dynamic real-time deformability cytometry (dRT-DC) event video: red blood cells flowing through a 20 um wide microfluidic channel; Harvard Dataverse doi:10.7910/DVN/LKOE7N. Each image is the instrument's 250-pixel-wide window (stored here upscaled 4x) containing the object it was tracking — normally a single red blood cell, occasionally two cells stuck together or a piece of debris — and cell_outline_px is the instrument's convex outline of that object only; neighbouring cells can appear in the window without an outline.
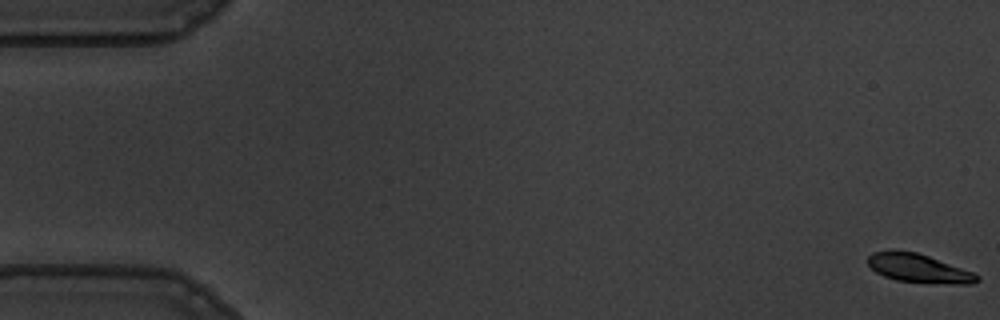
{"species": "common noctule bat (a hibernating species)", "species_latin": "Nyctalus noctula", "temperature_condition": "warm", "stored_images_in_passage": 57, "camera_frame_rate_fps": 3000, "um_per_image_px": 0.085, "animal": {"sex": "male", "body_mass_g": 19.5, "forearm_length_mm": 54.6}, "frame": {"image": 1, "passage_image": 1, "time_ms": 0.0, "image_size_px": [1000, 320], "cell_outline_px": [[980, 280], [972, 284], [956, 284], [896, 280], [884, 276], [876, 272], [868, 264], [868, 256], [872, 252], [916, 252], [928, 256], [972, 272], [980, 276]], "centroid_in_image_um": [78.11, 22.83], "position_along_channel_um": 6.9, "area_um2": 17.57}}
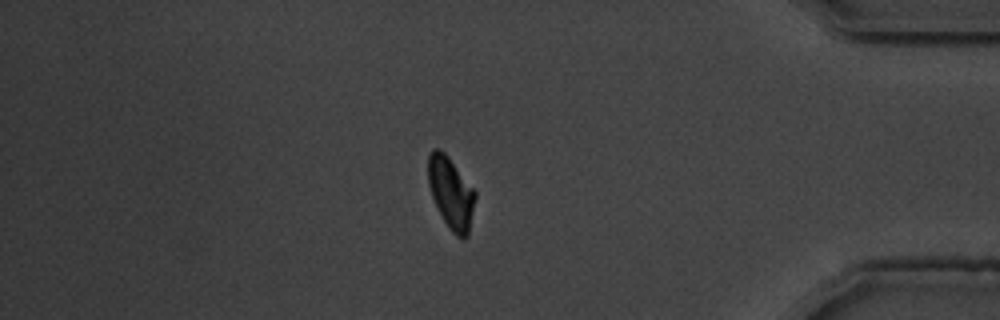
{"frame": {"image": 2, "passage_image": 49, "time_ms": 16.0, "image_size_px": [1000, 320], "cell_outline_px": [[476, 196], [468, 236], [464, 240], [456, 236], [448, 228], [432, 196], [428, 184], [428, 156], [432, 148], [440, 148], [448, 156], [476, 192]], "centroid_in_image_um": [38.33, 16.4], "position_along_channel_um": 396.9, "area_um2": 19.59}}
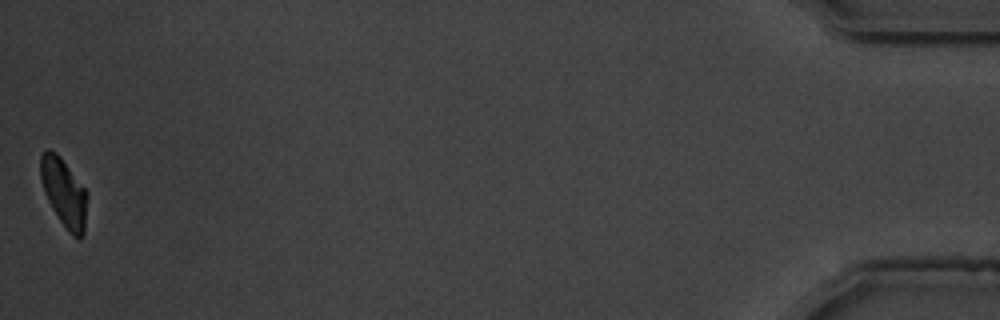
{"frame": {"image": 3, "passage_image": 57, "time_ms": 18.667, "image_size_px": [1000, 320], "cell_outline_px": [[88, 196], [84, 232], [80, 236], [72, 236], [68, 232], [52, 208], [44, 192], [40, 176], [40, 156], [48, 148], [56, 152], [60, 156], [88, 192]], "centroid_in_image_um": [5.44, 16.34], "position_along_channel_um": 429.8, "area_um2": 18.55}, "authors_computed_cell_mechanics": {"area_um2": 20.0566, "velocity_mm_per_s": 3.5736, "shape_relaxation_time_tau1_ms": 3.2004, "shape_relaxation_time_tau2_ms": 1.9992, "deformation_change_tau1": 0.154, "deformation_change_tau2": 0.056}}